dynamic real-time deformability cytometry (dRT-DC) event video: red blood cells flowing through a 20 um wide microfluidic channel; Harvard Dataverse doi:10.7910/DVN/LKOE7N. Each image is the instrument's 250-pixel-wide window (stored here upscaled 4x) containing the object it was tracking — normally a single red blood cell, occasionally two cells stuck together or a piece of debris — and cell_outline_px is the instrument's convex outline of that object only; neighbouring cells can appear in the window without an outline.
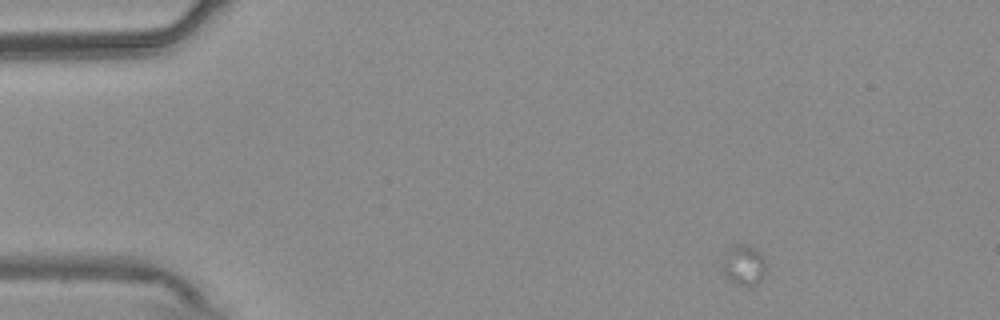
{"species": "common noctule bat (a hibernating species)", "species_latin": "Nyctalus noctula", "temperature_condition": "warm", "stored_images_in_passage": 12, "camera_frame_rate_fps": 3000, "um_per_image_px": 0.085, "animal": {"sex": "male", "body_mass_g": 20.4}, "frame": {"image": 1, "passage_image": 1, "time_ms": 0.0, "image_size_px": [1000, 320], "cell_outline_px": [[764, 276], [752, 288], [748, 288], [736, 284], [728, 280], [720, 268], [732, 244], [748, 244], [756, 248], [760, 252], [764, 260]], "centroid_in_image_um": [63.21, 22.56], "position_along_channel_um": 21.8, "area_um2": 10.46}}